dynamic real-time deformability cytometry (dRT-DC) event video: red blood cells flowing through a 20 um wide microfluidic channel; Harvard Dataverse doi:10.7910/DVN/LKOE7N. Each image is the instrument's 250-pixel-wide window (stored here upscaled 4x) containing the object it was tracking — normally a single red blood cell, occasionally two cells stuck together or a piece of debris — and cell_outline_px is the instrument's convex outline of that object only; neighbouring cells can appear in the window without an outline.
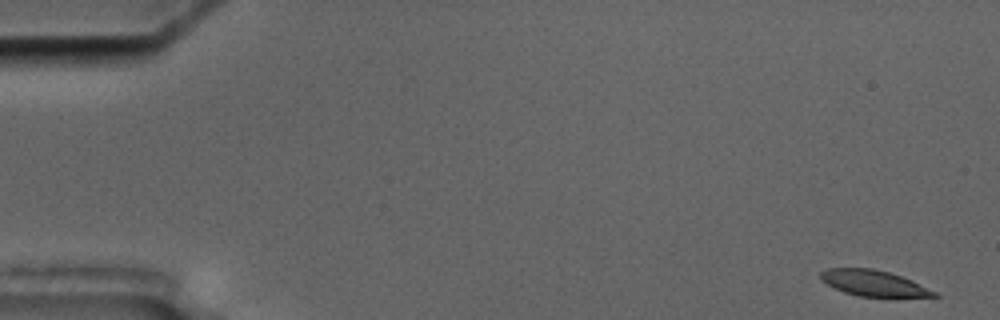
{"species": "common noctule bat (a hibernating species)", "species_latin": "Nyctalus noctula", "temperature_condition": "cold", "stored_images_in_passage": 7, "camera_frame_rate_fps": 3000, "um_per_image_px": 0.085, "animal": {"sex": "male", "body_mass_g": 17.5, "forearm_length_mm": 52.3}, "frame": {"image": 1, "passage_image": 1, "time_ms": 0.0, "image_size_px": [1000, 320], "cell_outline_px": [[940, 296], [860, 296], [844, 292], [820, 280], [820, 272], [828, 268], [872, 268], [888, 272], [912, 280], [936, 292]], "centroid_in_image_um": [74.21, 24.05], "position_along_channel_um": 10.8, "area_um2": 16.7}}
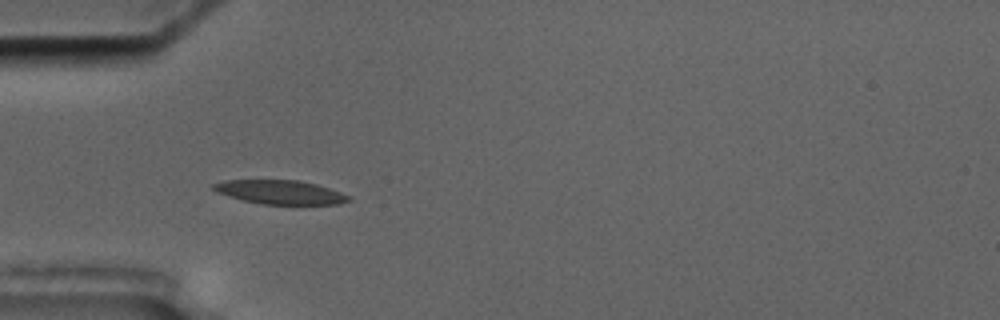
{"frame": {"image": 2, "passage_image": 5, "time_ms": 5.333, "image_size_px": [1000, 320], "cell_outline_px": [[352, 200], [336, 204], [260, 204], [240, 200], [216, 192], [212, 188], [212, 184], [224, 180], [300, 180], [316, 184], [352, 196]], "centroid_in_image_um": [23.79, 16.33], "position_along_channel_um": 61.2, "area_um2": 18.96}}